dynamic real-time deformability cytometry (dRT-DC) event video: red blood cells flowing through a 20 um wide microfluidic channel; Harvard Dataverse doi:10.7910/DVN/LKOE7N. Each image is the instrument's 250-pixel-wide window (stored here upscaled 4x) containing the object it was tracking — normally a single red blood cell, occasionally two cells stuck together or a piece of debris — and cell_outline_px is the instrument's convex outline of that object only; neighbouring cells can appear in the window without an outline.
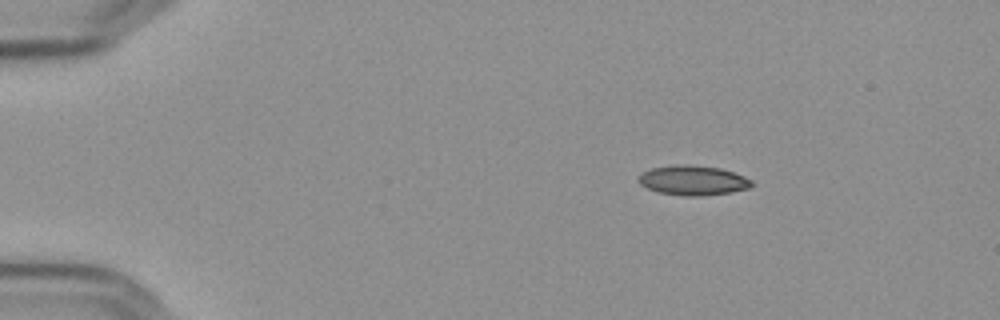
{"species": "Egyptian fruit bat (a non-hibernating species)", "species_latin": "Rousettus aegyptiacus", "temperature_condition": "cold", "stored_images_in_passage": 48, "camera_frame_rate_fps": 3000, "um_per_image_px": 0.085, "frame": {"image": 1, "passage_image": 1, "time_ms": 0.0, "image_size_px": [1000, 320], "cell_outline_px": [[756, 184], [748, 188], [728, 192], [700, 196], [684, 196], [660, 192], [648, 188], [640, 184], [636, 180], [644, 172], [652, 168], [676, 164], [688, 164], [720, 168], [744, 176], [752, 180]], "centroid_in_image_um": [58.91, 15.32], "position_along_channel_um": 26.1, "area_um2": 19.48}}
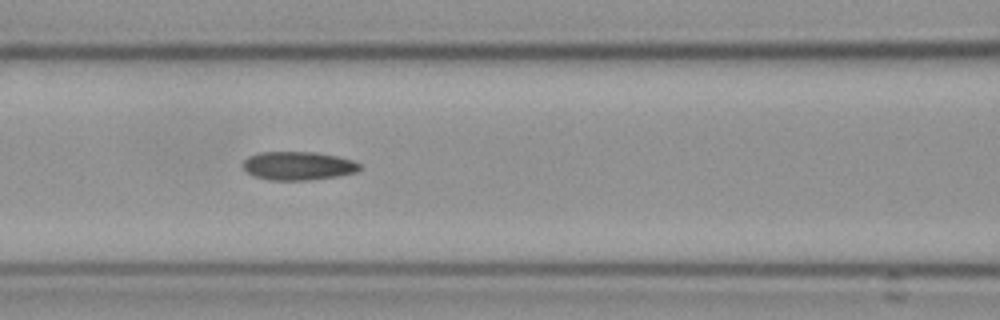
{"frame": {"image": 2, "passage_image": 17, "time_ms": 5.333, "image_size_px": [1000, 320], "cell_outline_px": [[360, 168], [356, 172], [336, 176], [308, 180], [268, 180], [252, 176], [244, 168], [244, 160], [248, 156], [260, 152], [316, 152], [336, 156], [352, 160], [360, 164]], "centroid_in_image_um": [25.32, 14.09], "position_along_channel_um": 141.3, "area_um2": 19.31}}
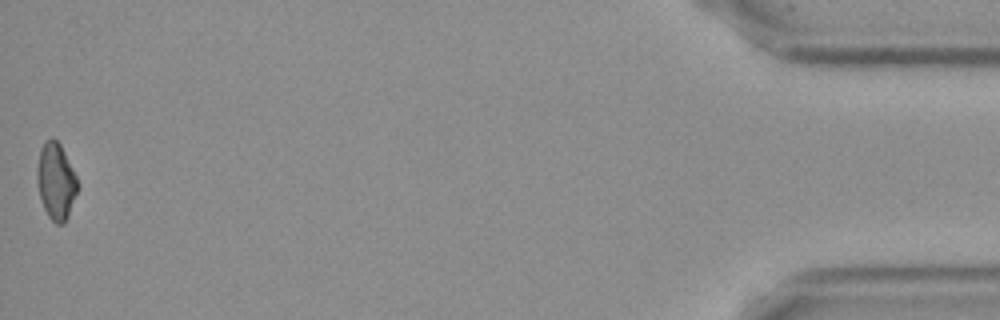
{"frame": {"image": 3, "passage_image": 48, "time_ms": 15.667, "image_size_px": [1000, 320], "cell_outline_px": [[76, 192], [64, 224], [56, 224], [48, 216], [44, 208], [40, 196], [36, 180], [36, 172], [40, 148], [44, 140], [52, 136], [60, 144], [76, 176]], "centroid_in_image_um": [4.71, 15.36], "position_along_channel_um": 430.5, "area_um2": 17.74}, "authors_computed_cell_mechanics": {"area_um2": 19.1607, "velocity_mm_per_s": 3.6459, "shape_relaxation_time_tau1_ms": null, "shape_relaxation_time_tau2_ms": 7.2413, "deformation_change_tau1": null, "deformation_change_tau2": 0.1418}}